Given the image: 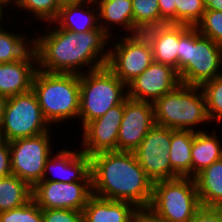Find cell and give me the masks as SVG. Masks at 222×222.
<instances>
[{"label": "cell", "instance_id": "cell-1", "mask_svg": "<svg viewBox=\"0 0 222 222\" xmlns=\"http://www.w3.org/2000/svg\"><path fill=\"white\" fill-rule=\"evenodd\" d=\"M53 28L48 26L50 30L34 36L37 38L39 70L81 75L107 65L108 44L114 37L111 38L103 29L74 33L56 26ZM85 66L89 69L79 70Z\"/></svg>", "mask_w": 222, "mask_h": 222}, {"label": "cell", "instance_id": "cell-2", "mask_svg": "<svg viewBox=\"0 0 222 222\" xmlns=\"http://www.w3.org/2000/svg\"><path fill=\"white\" fill-rule=\"evenodd\" d=\"M92 194L108 200L132 203L146 211L151 203L153 182L133 152L104 151L91 156Z\"/></svg>", "mask_w": 222, "mask_h": 222}, {"label": "cell", "instance_id": "cell-3", "mask_svg": "<svg viewBox=\"0 0 222 222\" xmlns=\"http://www.w3.org/2000/svg\"><path fill=\"white\" fill-rule=\"evenodd\" d=\"M221 64V45L201 35L195 27L179 24L177 71L182 84L201 86L222 74Z\"/></svg>", "mask_w": 222, "mask_h": 222}, {"label": "cell", "instance_id": "cell-4", "mask_svg": "<svg viewBox=\"0 0 222 222\" xmlns=\"http://www.w3.org/2000/svg\"><path fill=\"white\" fill-rule=\"evenodd\" d=\"M32 90L50 125L79 117L80 75L48 73L37 69Z\"/></svg>", "mask_w": 222, "mask_h": 222}, {"label": "cell", "instance_id": "cell-5", "mask_svg": "<svg viewBox=\"0 0 222 222\" xmlns=\"http://www.w3.org/2000/svg\"><path fill=\"white\" fill-rule=\"evenodd\" d=\"M201 90L200 86L181 83L157 99L153 103L155 124L174 130L204 131L195 128L210 122Z\"/></svg>", "mask_w": 222, "mask_h": 222}, {"label": "cell", "instance_id": "cell-6", "mask_svg": "<svg viewBox=\"0 0 222 222\" xmlns=\"http://www.w3.org/2000/svg\"><path fill=\"white\" fill-rule=\"evenodd\" d=\"M201 206L195 179L178 177L153 183L146 212L160 222H189Z\"/></svg>", "mask_w": 222, "mask_h": 222}, {"label": "cell", "instance_id": "cell-7", "mask_svg": "<svg viewBox=\"0 0 222 222\" xmlns=\"http://www.w3.org/2000/svg\"><path fill=\"white\" fill-rule=\"evenodd\" d=\"M127 98V85L107 66L80 75L79 122L82 128Z\"/></svg>", "mask_w": 222, "mask_h": 222}, {"label": "cell", "instance_id": "cell-8", "mask_svg": "<svg viewBox=\"0 0 222 222\" xmlns=\"http://www.w3.org/2000/svg\"><path fill=\"white\" fill-rule=\"evenodd\" d=\"M50 127L32 89L7 99L1 125L5 141L46 133L50 131Z\"/></svg>", "mask_w": 222, "mask_h": 222}, {"label": "cell", "instance_id": "cell-9", "mask_svg": "<svg viewBox=\"0 0 222 222\" xmlns=\"http://www.w3.org/2000/svg\"><path fill=\"white\" fill-rule=\"evenodd\" d=\"M50 132L9 142L12 174L31 187L42 180L46 160L53 153Z\"/></svg>", "mask_w": 222, "mask_h": 222}, {"label": "cell", "instance_id": "cell-10", "mask_svg": "<svg viewBox=\"0 0 222 222\" xmlns=\"http://www.w3.org/2000/svg\"><path fill=\"white\" fill-rule=\"evenodd\" d=\"M109 47L107 67L126 85L154 61L152 47L143 33L124 35ZM113 48V49H112Z\"/></svg>", "mask_w": 222, "mask_h": 222}, {"label": "cell", "instance_id": "cell-11", "mask_svg": "<svg viewBox=\"0 0 222 222\" xmlns=\"http://www.w3.org/2000/svg\"><path fill=\"white\" fill-rule=\"evenodd\" d=\"M170 144L171 129L155 124L133 151L139 165L153 183L172 179Z\"/></svg>", "mask_w": 222, "mask_h": 222}, {"label": "cell", "instance_id": "cell-12", "mask_svg": "<svg viewBox=\"0 0 222 222\" xmlns=\"http://www.w3.org/2000/svg\"><path fill=\"white\" fill-rule=\"evenodd\" d=\"M92 195L91 181H39L32 187V199L41 209L83 211Z\"/></svg>", "mask_w": 222, "mask_h": 222}, {"label": "cell", "instance_id": "cell-13", "mask_svg": "<svg viewBox=\"0 0 222 222\" xmlns=\"http://www.w3.org/2000/svg\"><path fill=\"white\" fill-rule=\"evenodd\" d=\"M181 84L177 69L153 61L139 76L127 84L129 99L154 103Z\"/></svg>", "mask_w": 222, "mask_h": 222}, {"label": "cell", "instance_id": "cell-14", "mask_svg": "<svg viewBox=\"0 0 222 222\" xmlns=\"http://www.w3.org/2000/svg\"><path fill=\"white\" fill-rule=\"evenodd\" d=\"M154 125L153 103L127 97L117 137V151L133 152Z\"/></svg>", "mask_w": 222, "mask_h": 222}, {"label": "cell", "instance_id": "cell-15", "mask_svg": "<svg viewBox=\"0 0 222 222\" xmlns=\"http://www.w3.org/2000/svg\"><path fill=\"white\" fill-rule=\"evenodd\" d=\"M124 115V101L103 116L88 122L82 129L81 151L92 156L104 151H117V137Z\"/></svg>", "mask_w": 222, "mask_h": 222}, {"label": "cell", "instance_id": "cell-16", "mask_svg": "<svg viewBox=\"0 0 222 222\" xmlns=\"http://www.w3.org/2000/svg\"><path fill=\"white\" fill-rule=\"evenodd\" d=\"M56 153H52L46 160L41 181L67 183L91 181V156L86 155L81 150L74 151L70 149H60ZM51 171L56 172L55 175ZM50 172L51 175H54L53 178L52 176L48 177Z\"/></svg>", "mask_w": 222, "mask_h": 222}, {"label": "cell", "instance_id": "cell-17", "mask_svg": "<svg viewBox=\"0 0 222 222\" xmlns=\"http://www.w3.org/2000/svg\"><path fill=\"white\" fill-rule=\"evenodd\" d=\"M140 212L132 203L92 195L84 207L83 222H134Z\"/></svg>", "mask_w": 222, "mask_h": 222}, {"label": "cell", "instance_id": "cell-18", "mask_svg": "<svg viewBox=\"0 0 222 222\" xmlns=\"http://www.w3.org/2000/svg\"><path fill=\"white\" fill-rule=\"evenodd\" d=\"M50 24V27L55 24L60 29L74 33L102 29L99 25V10L96 2L64 5Z\"/></svg>", "mask_w": 222, "mask_h": 222}, {"label": "cell", "instance_id": "cell-19", "mask_svg": "<svg viewBox=\"0 0 222 222\" xmlns=\"http://www.w3.org/2000/svg\"><path fill=\"white\" fill-rule=\"evenodd\" d=\"M149 40L155 62L177 69L179 24H164L142 32Z\"/></svg>", "mask_w": 222, "mask_h": 222}, {"label": "cell", "instance_id": "cell-20", "mask_svg": "<svg viewBox=\"0 0 222 222\" xmlns=\"http://www.w3.org/2000/svg\"><path fill=\"white\" fill-rule=\"evenodd\" d=\"M37 69V62L14 61L1 63L0 95L9 98L30 91Z\"/></svg>", "mask_w": 222, "mask_h": 222}, {"label": "cell", "instance_id": "cell-21", "mask_svg": "<svg viewBox=\"0 0 222 222\" xmlns=\"http://www.w3.org/2000/svg\"><path fill=\"white\" fill-rule=\"evenodd\" d=\"M99 25L111 36V27L121 26L129 35L140 33L133 24L132 0H97ZM109 27V28H108Z\"/></svg>", "mask_w": 222, "mask_h": 222}, {"label": "cell", "instance_id": "cell-22", "mask_svg": "<svg viewBox=\"0 0 222 222\" xmlns=\"http://www.w3.org/2000/svg\"><path fill=\"white\" fill-rule=\"evenodd\" d=\"M218 137L215 130L211 134L208 131L193 132V144L191 148L192 178L222 158V142H220L221 140Z\"/></svg>", "mask_w": 222, "mask_h": 222}, {"label": "cell", "instance_id": "cell-23", "mask_svg": "<svg viewBox=\"0 0 222 222\" xmlns=\"http://www.w3.org/2000/svg\"><path fill=\"white\" fill-rule=\"evenodd\" d=\"M3 29L0 27V64L14 61L37 62V38L29 41L31 38L26 37L28 34Z\"/></svg>", "mask_w": 222, "mask_h": 222}, {"label": "cell", "instance_id": "cell-24", "mask_svg": "<svg viewBox=\"0 0 222 222\" xmlns=\"http://www.w3.org/2000/svg\"><path fill=\"white\" fill-rule=\"evenodd\" d=\"M192 144L193 131L171 129L169 159L172 167V179L191 177Z\"/></svg>", "mask_w": 222, "mask_h": 222}, {"label": "cell", "instance_id": "cell-25", "mask_svg": "<svg viewBox=\"0 0 222 222\" xmlns=\"http://www.w3.org/2000/svg\"><path fill=\"white\" fill-rule=\"evenodd\" d=\"M194 179L201 205L222 207V158L206 167Z\"/></svg>", "mask_w": 222, "mask_h": 222}, {"label": "cell", "instance_id": "cell-26", "mask_svg": "<svg viewBox=\"0 0 222 222\" xmlns=\"http://www.w3.org/2000/svg\"><path fill=\"white\" fill-rule=\"evenodd\" d=\"M32 199V187L10 174L0 178V212L25 205Z\"/></svg>", "mask_w": 222, "mask_h": 222}, {"label": "cell", "instance_id": "cell-27", "mask_svg": "<svg viewBox=\"0 0 222 222\" xmlns=\"http://www.w3.org/2000/svg\"><path fill=\"white\" fill-rule=\"evenodd\" d=\"M133 24L139 31L161 25L158 0H132Z\"/></svg>", "mask_w": 222, "mask_h": 222}, {"label": "cell", "instance_id": "cell-28", "mask_svg": "<svg viewBox=\"0 0 222 222\" xmlns=\"http://www.w3.org/2000/svg\"><path fill=\"white\" fill-rule=\"evenodd\" d=\"M14 7L25 10L43 22H53L62 7L60 0H15Z\"/></svg>", "mask_w": 222, "mask_h": 222}, {"label": "cell", "instance_id": "cell-29", "mask_svg": "<svg viewBox=\"0 0 222 222\" xmlns=\"http://www.w3.org/2000/svg\"><path fill=\"white\" fill-rule=\"evenodd\" d=\"M206 100V110L209 120L222 121V74L204 82L200 86Z\"/></svg>", "mask_w": 222, "mask_h": 222}, {"label": "cell", "instance_id": "cell-30", "mask_svg": "<svg viewBox=\"0 0 222 222\" xmlns=\"http://www.w3.org/2000/svg\"><path fill=\"white\" fill-rule=\"evenodd\" d=\"M205 10L203 0H176L175 24L195 27Z\"/></svg>", "mask_w": 222, "mask_h": 222}, {"label": "cell", "instance_id": "cell-31", "mask_svg": "<svg viewBox=\"0 0 222 222\" xmlns=\"http://www.w3.org/2000/svg\"><path fill=\"white\" fill-rule=\"evenodd\" d=\"M195 28L201 35L222 46V11L205 10Z\"/></svg>", "mask_w": 222, "mask_h": 222}, {"label": "cell", "instance_id": "cell-32", "mask_svg": "<svg viewBox=\"0 0 222 222\" xmlns=\"http://www.w3.org/2000/svg\"><path fill=\"white\" fill-rule=\"evenodd\" d=\"M0 222H42V209L31 199L21 207L0 212Z\"/></svg>", "mask_w": 222, "mask_h": 222}, {"label": "cell", "instance_id": "cell-33", "mask_svg": "<svg viewBox=\"0 0 222 222\" xmlns=\"http://www.w3.org/2000/svg\"><path fill=\"white\" fill-rule=\"evenodd\" d=\"M42 222H83V213L70 209H42Z\"/></svg>", "mask_w": 222, "mask_h": 222}, {"label": "cell", "instance_id": "cell-34", "mask_svg": "<svg viewBox=\"0 0 222 222\" xmlns=\"http://www.w3.org/2000/svg\"><path fill=\"white\" fill-rule=\"evenodd\" d=\"M189 222H222V207L201 206Z\"/></svg>", "mask_w": 222, "mask_h": 222}, {"label": "cell", "instance_id": "cell-35", "mask_svg": "<svg viewBox=\"0 0 222 222\" xmlns=\"http://www.w3.org/2000/svg\"><path fill=\"white\" fill-rule=\"evenodd\" d=\"M161 14V25L175 24V3L176 0H158Z\"/></svg>", "mask_w": 222, "mask_h": 222}, {"label": "cell", "instance_id": "cell-36", "mask_svg": "<svg viewBox=\"0 0 222 222\" xmlns=\"http://www.w3.org/2000/svg\"><path fill=\"white\" fill-rule=\"evenodd\" d=\"M12 174L9 142L0 146V178Z\"/></svg>", "mask_w": 222, "mask_h": 222}, {"label": "cell", "instance_id": "cell-37", "mask_svg": "<svg viewBox=\"0 0 222 222\" xmlns=\"http://www.w3.org/2000/svg\"><path fill=\"white\" fill-rule=\"evenodd\" d=\"M206 10L222 11V0H203Z\"/></svg>", "mask_w": 222, "mask_h": 222}, {"label": "cell", "instance_id": "cell-38", "mask_svg": "<svg viewBox=\"0 0 222 222\" xmlns=\"http://www.w3.org/2000/svg\"><path fill=\"white\" fill-rule=\"evenodd\" d=\"M134 222H160V221L154 219L148 212L140 211L136 215Z\"/></svg>", "mask_w": 222, "mask_h": 222}, {"label": "cell", "instance_id": "cell-39", "mask_svg": "<svg viewBox=\"0 0 222 222\" xmlns=\"http://www.w3.org/2000/svg\"><path fill=\"white\" fill-rule=\"evenodd\" d=\"M7 97L0 95V127L3 122L4 110L7 102Z\"/></svg>", "mask_w": 222, "mask_h": 222}, {"label": "cell", "instance_id": "cell-40", "mask_svg": "<svg viewBox=\"0 0 222 222\" xmlns=\"http://www.w3.org/2000/svg\"><path fill=\"white\" fill-rule=\"evenodd\" d=\"M89 2H95L94 0H60L62 6L68 4H85Z\"/></svg>", "mask_w": 222, "mask_h": 222}, {"label": "cell", "instance_id": "cell-41", "mask_svg": "<svg viewBox=\"0 0 222 222\" xmlns=\"http://www.w3.org/2000/svg\"><path fill=\"white\" fill-rule=\"evenodd\" d=\"M4 6H5V5H3V4L0 3V27H3V26H2V25H3L2 21H3V19H4V12L6 13V11H4V10H6V9L3 8Z\"/></svg>", "mask_w": 222, "mask_h": 222}, {"label": "cell", "instance_id": "cell-42", "mask_svg": "<svg viewBox=\"0 0 222 222\" xmlns=\"http://www.w3.org/2000/svg\"><path fill=\"white\" fill-rule=\"evenodd\" d=\"M0 3L5 5V7L13 4L14 8L15 0H0Z\"/></svg>", "mask_w": 222, "mask_h": 222}, {"label": "cell", "instance_id": "cell-43", "mask_svg": "<svg viewBox=\"0 0 222 222\" xmlns=\"http://www.w3.org/2000/svg\"><path fill=\"white\" fill-rule=\"evenodd\" d=\"M5 142L6 141H5L3 132H2L1 127H0V146H2Z\"/></svg>", "mask_w": 222, "mask_h": 222}]
</instances>
